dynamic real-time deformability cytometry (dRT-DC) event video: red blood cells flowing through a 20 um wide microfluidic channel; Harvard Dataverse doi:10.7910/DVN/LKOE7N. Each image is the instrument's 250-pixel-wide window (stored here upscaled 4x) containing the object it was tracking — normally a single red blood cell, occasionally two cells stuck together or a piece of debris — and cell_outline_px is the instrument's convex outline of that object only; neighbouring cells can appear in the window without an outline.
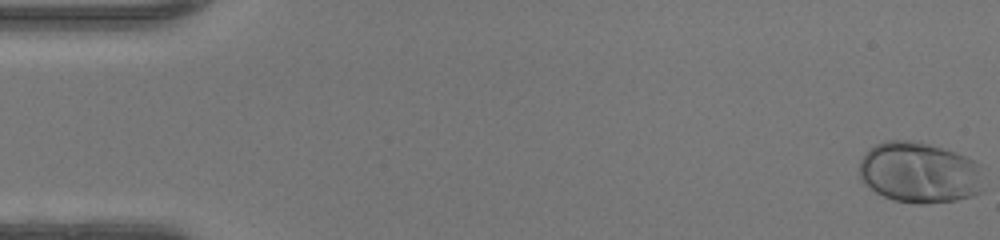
{"species": "human", "species_latin": "Homo sapiens", "temperature_condition": "warm", "stored_images_in_passage": 49, "camera_frame_rate_fps": 3000, "um_per_image_px": 0.085, "donor": {"sex": "female"}, "frame": {"image": 1, "passage_image": 1, "time_ms": 0.0, "image_size_px": [1000, 240], "cell_outline_px": [[980, 192], [972, 196], [956, 200], [924, 204], [920, 204], [896, 200], [884, 196], [868, 188], [860, 180], [860, 160], [876, 144], [888, 140], [908, 140], [928, 144], [964, 156], [980, 164]], "centroid_in_image_um": [78.11, 14.68], "position_along_channel_um": 6.9, "area_um2": 43.58}}
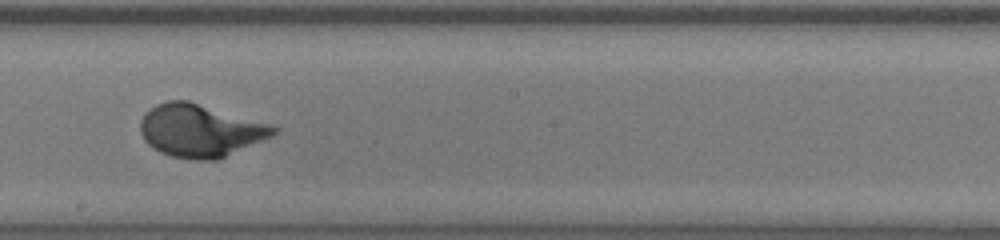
{"frame": {"image": 2, "passage_image": 28, "time_ms": 9.0, "image_size_px": [1000, 240], "cell_outline_px": [[280, 132], [272, 136], [216, 160], [192, 160], [172, 156], [160, 152], [148, 144], [144, 140], [140, 132], [140, 120], [144, 112], [156, 104], [168, 100], [188, 100], [272, 124], [280, 128]], "centroid_in_image_um": [17.02, 11.08], "position_along_channel_um": 231.2, "area_um2": 41.15}}
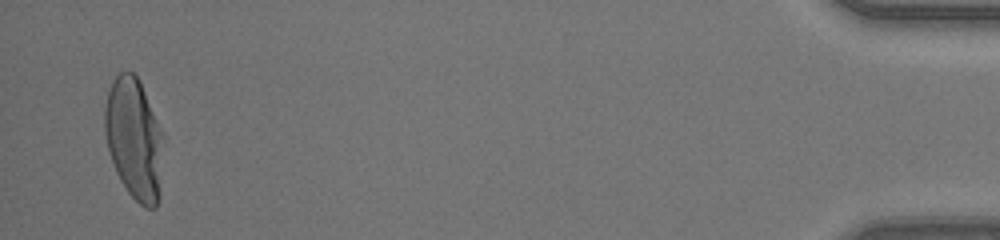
{"frame": {"image": 3, "passage_image": 48, "time_ms": 15.667, "image_size_px": [1000, 240], "cell_outline_px": [[164, 136], [160, 196], [156, 208], [144, 208], [128, 192], [120, 180], [116, 172], [108, 148], [104, 132], [104, 108], [108, 92], [112, 80], [120, 72], [132, 72], [140, 80], [164, 132]], "centroid_in_image_um": [11.43, 11.8], "position_along_channel_um": 423.8, "area_um2": 42.14}, "authors_computed_cell_mechanics": {"area_um2": 39.9976, "velocity_mm_per_s": 4.2461, "shape_relaxation_time_tau1_ms": 3.2454, "shape_relaxation_time_tau2_ms": null, "deformation_change_tau1": 0.232, "deformation_change_tau2": null}}